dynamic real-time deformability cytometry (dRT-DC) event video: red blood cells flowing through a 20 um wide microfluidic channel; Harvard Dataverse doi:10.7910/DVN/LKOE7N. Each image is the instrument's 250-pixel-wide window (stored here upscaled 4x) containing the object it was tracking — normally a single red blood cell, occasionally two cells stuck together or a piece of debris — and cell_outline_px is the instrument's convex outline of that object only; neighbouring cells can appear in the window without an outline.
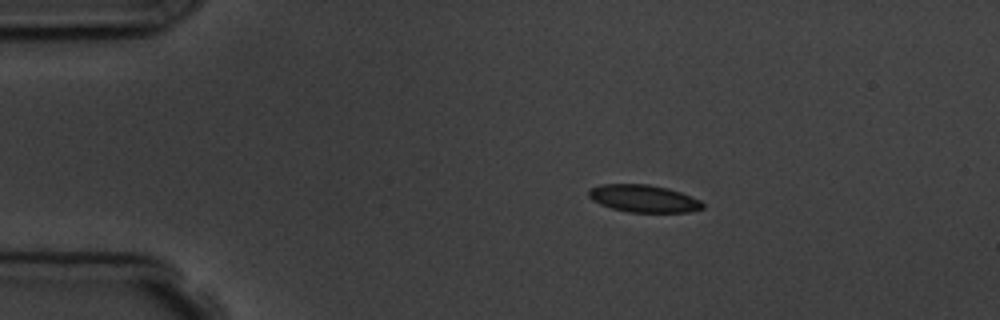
{"species": "common noctule bat (a hibernating species)", "species_latin": "Nyctalus noctula", "temperature_condition": "room temperature", "stored_images_in_passage": 4, "camera_frame_rate_fps": 3000, "um_per_image_px": 0.085, "animal": {"sex": "male", "body_mass_g": 19.5, "forearm_length_mm": 54.6}, "frame": {"image": 1, "passage_image": 3, "time_ms": 2.333, "image_size_px": [1000, 320], "cell_outline_px": [[704, 208], [688, 212], [628, 212], [612, 208], [600, 204], [592, 200], [588, 196], [588, 188], [600, 184], [648, 184], [668, 188], [680, 192], [700, 200], [704, 204]], "centroid_in_image_um": [54.68, 16.87], "position_along_channel_um": 30.3, "area_um2": 18.26}}